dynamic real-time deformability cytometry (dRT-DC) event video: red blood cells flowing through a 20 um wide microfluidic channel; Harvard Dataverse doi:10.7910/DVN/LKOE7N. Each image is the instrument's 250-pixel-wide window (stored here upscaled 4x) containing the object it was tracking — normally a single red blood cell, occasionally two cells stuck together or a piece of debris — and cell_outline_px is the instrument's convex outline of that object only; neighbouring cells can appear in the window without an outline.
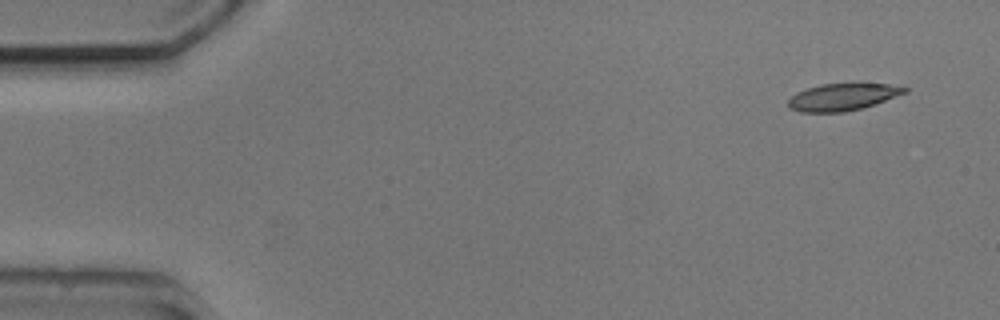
{"species": "common noctule bat (a hibernating species)", "species_latin": "Nyctalus noctula", "temperature_condition": "cold", "stored_images_in_passage": 5, "camera_frame_rate_fps": 3000, "um_per_image_px": 0.085, "animal": {"sex": "male", "body_mass_g": 20.5, "forearm_length_mm": 52.5}, "frame": {"image": 1, "passage_image": 1, "time_ms": 0.0, "image_size_px": [1000, 320], "cell_outline_px": [[908, 92], [860, 108], [844, 112], [800, 112], [788, 108], [788, 100], [796, 92], [820, 84], [904, 84], [908, 88]], "centroid_in_image_um": [71.63, 8.23], "position_along_channel_um": 13.4, "area_um2": 18.26}}
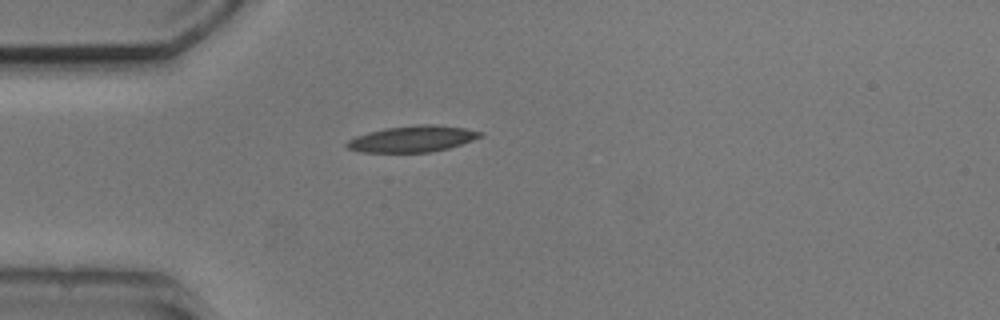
{"frame": {"image": 2, "passage_image": 4, "time_ms": 3.667, "image_size_px": [1000, 320], "cell_outline_px": [[484, 136], [448, 148], [432, 152], [360, 152], [348, 148], [344, 144], [348, 140], [356, 136], [368, 132], [384, 128], [420, 124], [432, 124], [464, 128], [484, 132]], "centroid_in_image_um": [35.06, 11.8], "position_along_channel_um": 49.9, "area_um2": 20.4}}